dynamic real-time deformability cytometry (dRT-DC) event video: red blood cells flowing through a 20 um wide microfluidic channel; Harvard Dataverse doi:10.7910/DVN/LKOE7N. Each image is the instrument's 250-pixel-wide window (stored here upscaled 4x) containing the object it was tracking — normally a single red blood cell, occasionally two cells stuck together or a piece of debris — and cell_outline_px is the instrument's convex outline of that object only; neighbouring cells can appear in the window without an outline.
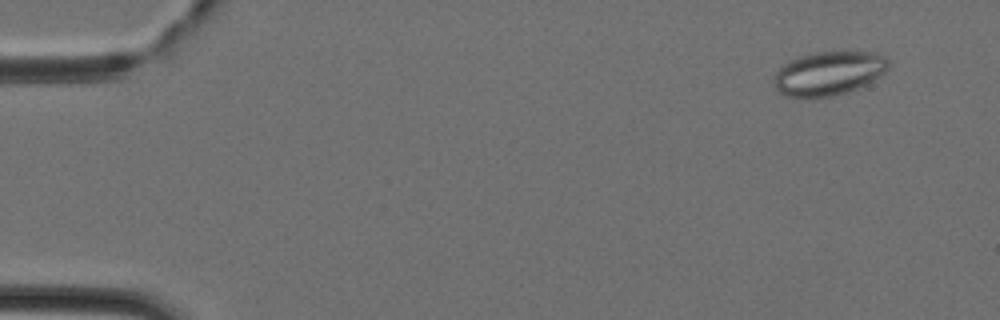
{"species": "Egyptian fruit bat (a non-hibernating species)", "species_latin": "Rousettus aegyptiacus", "temperature_condition": "cold", "stored_images_in_passage": 44, "camera_frame_rate_fps": 3000, "um_per_image_px": 0.085, "animal": {"sex": "female"}, "frame": {"image": 1, "passage_image": 2, "time_ms": 0.333, "image_size_px": [1000, 320], "cell_outline_px": [[888, 68], [884, 72], [872, 80], [848, 92], [832, 96], [788, 96], [780, 92], [776, 88], [772, 80], [776, 72], [788, 60], [800, 56], [816, 52], [840, 48], [872, 52], [884, 56], [888, 60]], "centroid_in_image_um": [70.45, 6.16], "position_along_channel_um": 14.6, "area_um2": 29.59}}
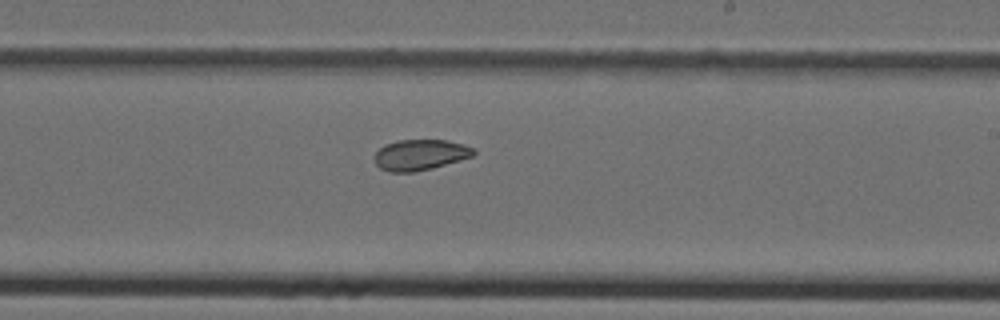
{"frame": {"image": 2, "passage_image": 26, "time_ms": 8.333, "image_size_px": [1000, 320], "cell_outline_px": [[476, 152], [472, 156], [460, 160], [432, 168], [416, 172], [388, 172], [380, 168], [376, 164], [376, 152], [384, 144], [400, 140], [444, 140], [464, 144], [476, 148]], "centroid_in_image_um": [35.74, 13.16], "position_along_channel_um": 253.3, "area_um2": 17.74}}
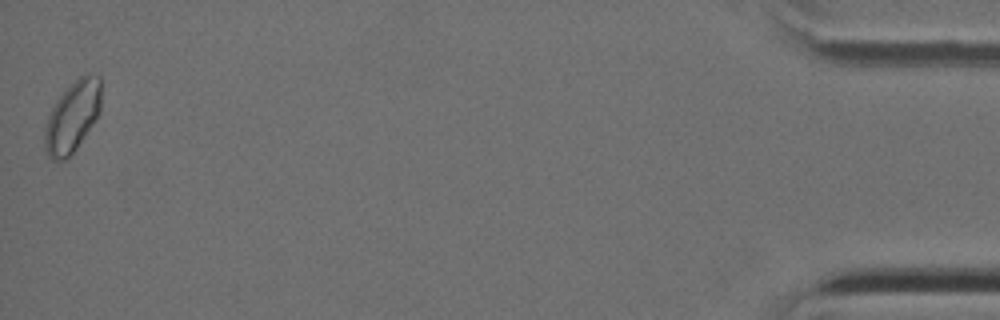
{"frame": {"image": 3, "passage_image": 44, "time_ms": 14.333, "image_size_px": [1000, 320], "cell_outline_px": [[100, 108], [96, 116], [76, 148], [64, 160], [52, 160], [48, 156], [44, 148], [44, 132], [48, 116], [56, 100], [84, 72], [88, 72], [100, 76]], "centroid_in_image_um": [6.13, 9.9], "position_along_channel_um": 429.1, "area_um2": 22.77}}